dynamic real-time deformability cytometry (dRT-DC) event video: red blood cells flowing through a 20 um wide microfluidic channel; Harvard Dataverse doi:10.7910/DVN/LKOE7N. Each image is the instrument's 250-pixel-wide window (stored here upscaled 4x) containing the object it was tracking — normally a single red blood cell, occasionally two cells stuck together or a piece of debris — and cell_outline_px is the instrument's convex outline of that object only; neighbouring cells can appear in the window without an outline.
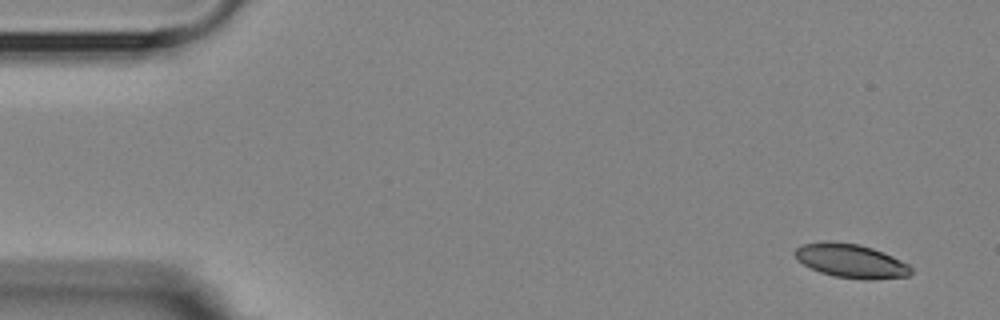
{"species": "Egyptian fruit bat (a non-hibernating species)", "species_latin": "Rousettus aegyptiacus", "temperature_condition": "room temperature", "stored_images_in_passage": 4, "camera_frame_rate_fps": 3000, "um_per_image_px": 0.085, "animal": {"sex": "female"}, "frame": {"image": 1, "passage_image": 1, "time_ms": 0.0, "image_size_px": [1000, 320], "cell_outline_px": [[912, 272], [908, 276], [872, 280], [864, 280], [836, 276], [820, 272], [804, 264], [796, 256], [796, 248], [800, 244], [824, 240], [832, 240], [860, 244], [872, 248], [892, 256], [908, 264], [912, 268]], "centroid_in_image_um": [72.34, 22.16], "position_along_channel_um": 12.7, "area_um2": 22.95}}